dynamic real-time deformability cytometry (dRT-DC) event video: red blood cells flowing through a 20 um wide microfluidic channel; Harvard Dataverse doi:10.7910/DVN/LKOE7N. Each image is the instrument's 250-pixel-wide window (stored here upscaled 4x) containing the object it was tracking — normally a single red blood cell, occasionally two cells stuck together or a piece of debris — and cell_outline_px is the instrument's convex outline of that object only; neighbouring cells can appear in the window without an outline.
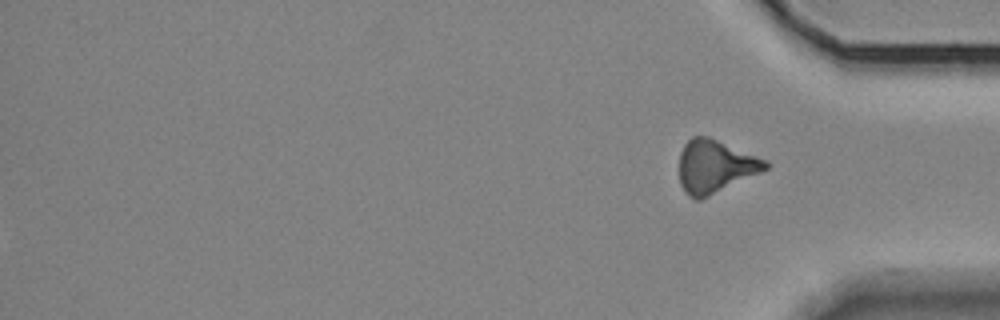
{"species": "Egyptian fruit bat (a non-hibernating species)", "species_latin": "Rousettus aegyptiacus", "temperature_condition": "room temperature", "stored_images_in_passage": 31, "segment_of_instrument_passage": [2, 2], "camera_frame_rate_fps": 3000, "um_per_image_px": 0.085, "animal": {"sex": "female"}, "frame": {"image": 1, "passage_image": 31, "time_ms": 10.0, "image_size_px": [1000, 320], "cell_outline_px": [[768, 168], [760, 172], [700, 200], [696, 200], [688, 196], [684, 192], [680, 184], [680, 152], [684, 144], [692, 136], [708, 136], [756, 156], [764, 160], [768, 164]], "centroid_in_image_um": [60.72, 14.15], "position_along_channel_um": 374.5, "area_um2": 26.18}}